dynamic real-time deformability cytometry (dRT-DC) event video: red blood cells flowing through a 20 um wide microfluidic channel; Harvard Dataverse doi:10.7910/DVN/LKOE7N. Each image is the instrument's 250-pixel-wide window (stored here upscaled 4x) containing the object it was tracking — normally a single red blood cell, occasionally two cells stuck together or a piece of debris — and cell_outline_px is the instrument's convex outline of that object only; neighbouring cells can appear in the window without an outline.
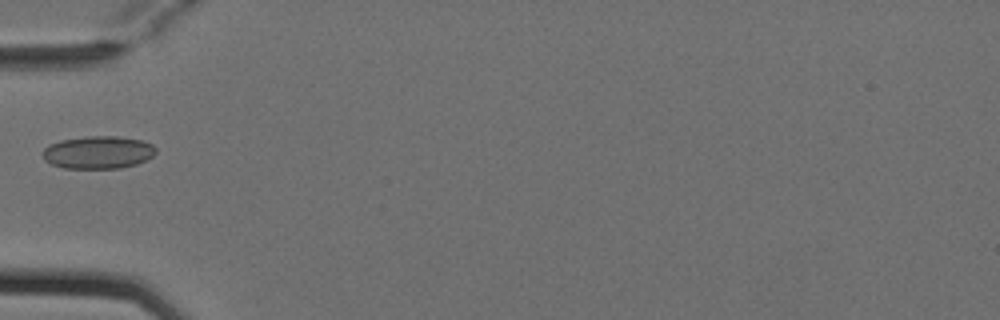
{"species": "Egyptian fruit bat (a non-hibernating species)", "species_latin": "Rousettus aegyptiacus", "temperature_condition": "cold", "stored_images_in_passage": 6, "camera_frame_rate_fps": 3000, "um_per_image_px": 0.085, "animal": {"sex": "female"}, "frame": {"image": 1, "passage_image": 5, "time_ms": 1.333, "image_size_px": [1000, 320], "cell_outline_px": [[156, 152], [152, 156], [136, 164], [120, 168], [64, 168], [52, 164], [44, 160], [40, 152], [48, 144], [60, 140], [84, 136], [116, 136], [140, 140], [152, 144], [156, 148]], "centroid_in_image_um": [8.28, 12.94], "position_along_channel_um": 76.7, "area_um2": 21.68}}
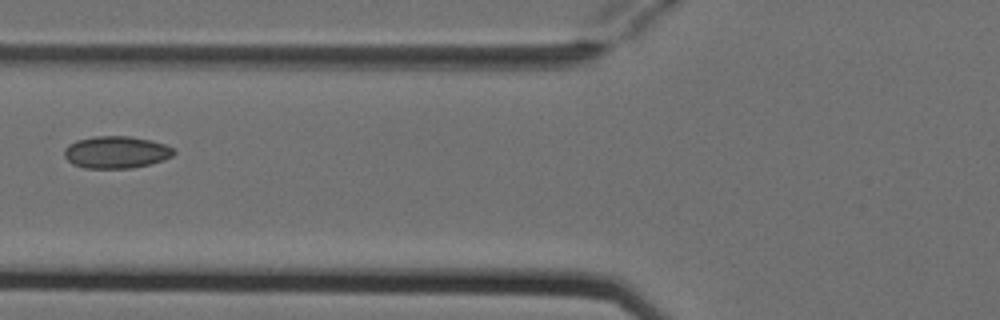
{"frame": {"image": 2, "passage_image": 6, "time_ms": 1.667, "image_size_px": [1000, 320], "cell_outline_px": [[176, 152], [172, 156], [164, 160], [132, 168], [84, 168], [72, 164], [64, 156], [64, 148], [68, 144], [76, 140], [96, 136], [128, 136], [152, 140], [164, 144], [172, 148]], "centroid_in_image_um": [9.85, 12.93], "position_along_channel_um": 115.9, "area_um2": 20.58}}